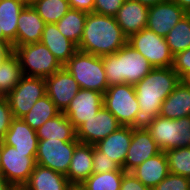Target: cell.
I'll use <instances>...</instances> for the list:
<instances>
[{"instance_id":"6da1fadb","label":"cell","mask_w":190,"mask_h":190,"mask_svg":"<svg viewBox=\"0 0 190 190\" xmlns=\"http://www.w3.org/2000/svg\"><path fill=\"white\" fill-rule=\"evenodd\" d=\"M180 77L168 68H153L134 85L139 111L134 118L133 129H147L161 112L163 101L174 91Z\"/></svg>"},{"instance_id":"7a4b0ae2","label":"cell","mask_w":190,"mask_h":190,"mask_svg":"<svg viewBox=\"0 0 190 190\" xmlns=\"http://www.w3.org/2000/svg\"><path fill=\"white\" fill-rule=\"evenodd\" d=\"M128 38L116 22L115 16L87 13L78 50L97 56L114 54L127 43Z\"/></svg>"},{"instance_id":"3957f363","label":"cell","mask_w":190,"mask_h":190,"mask_svg":"<svg viewBox=\"0 0 190 190\" xmlns=\"http://www.w3.org/2000/svg\"><path fill=\"white\" fill-rule=\"evenodd\" d=\"M102 59L108 87L124 83L135 85L153 69L148 60L128 43Z\"/></svg>"},{"instance_id":"277c9868","label":"cell","mask_w":190,"mask_h":190,"mask_svg":"<svg viewBox=\"0 0 190 190\" xmlns=\"http://www.w3.org/2000/svg\"><path fill=\"white\" fill-rule=\"evenodd\" d=\"M81 89L105 93L108 81L103 67L102 56L77 51L64 65Z\"/></svg>"},{"instance_id":"5b68a950","label":"cell","mask_w":190,"mask_h":190,"mask_svg":"<svg viewBox=\"0 0 190 190\" xmlns=\"http://www.w3.org/2000/svg\"><path fill=\"white\" fill-rule=\"evenodd\" d=\"M13 53L18 57L25 76L45 79L63 67L41 42L14 46Z\"/></svg>"},{"instance_id":"8992f818","label":"cell","mask_w":190,"mask_h":190,"mask_svg":"<svg viewBox=\"0 0 190 190\" xmlns=\"http://www.w3.org/2000/svg\"><path fill=\"white\" fill-rule=\"evenodd\" d=\"M147 130L161 151L190 146V116L169 119L158 115Z\"/></svg>"},{"instance_id":"52a82bcc","label":"cell","mask_w":190,"mask_h":190,"mask_svg":"<svg viewBox=\"0 0 190 190\" xmlns=\"http://www.w3.org/2000/svg\"><path fill=\"white\" fill-rule=\"evenodd\" d=\"M37 152H21L2 141L0 173L15 188L21 189L36 165Z\"/></svg>"},{"instance_id":"ba28073f","label":"cell","mask_w":190,"mask_h":190,"mask_svg":"<svg viewBox=\"0 0 190 190\" xmlns=\"http://www.w3.org/2000/svg\"><path fill=\"white\" fill-rule=\"evenodd\" d=\"M103 105L116 117L122 126H132L140 110L134 85L118 84L107 88Z\"/></svg>"},{"instance_id":"9c48e42d","label":"cell","mask_w":190,"mask_h":190,"mask_svg":"<svg viewBox=\"0 0 190 190\" xmlns=\"http://www.w3.org/2000/svg\"><path fill=\"white\" fill-rule=\"evenodd\" d=\"M127 43L140 52L153 68H168L173 66V55L164 37L144 28L131 35Z\"/></svg>"},{"instance_id":"30bf717a","label":"cell","mask_w":190,"mask_h":190,"mask_svg":"<svg viewBox=\"0 0 190 190\" xmlns=\"http://www.w3.org/2000/svg\"><path fill=\"white\" fill-rule=\"evenodd\" d=\"M79 143L80 141L65 142L59 139L38 140L36 164L66 175Z\"/></svg>"},{"instance_id":"8fae6325","label":"cell","mask_w":190,"mask_h":190,"mask_svg":"<svg viewBox=\"0 0 190 190\" xmlns=\"http://www.w3.org/2000/svg\"><path fill=\"white\" fill-rule=\"evenodd\" d=\"M44 95H46L44 78L23 75L15 88L6 96L13 118H22Z\"/></svg>"},{"instance_id":"7c38bea8","label":"cell","mask_w":190,"mask_h":190,"mask_svg":"<svg viewBox=\"0 0 190 190\" xmlns=\"http://www.w3.org/2000/svg\"><path fill=\"white\" fill-rule=\"evenodd\" d=\"M121 126L116 117L103 105L96 115L76 130V138L80 143L96 145Z\"/></svg>"},{"instance_id":"4fadbf2b","label":"cell","mask_w":190,"mask_h":190,"mask_svg":"<svg viewBox=\"0 0 190 190\" xmlns=\"http://www.w3.org/2000/svg\"><path fill=\"white\" fill-rule=\"evenodd\" d=\"M103 100V93L80 88L63 113L69 118L77 130L84 122L98 113L103 106Z\"/></svg>"},{"instance_id":"5bb4252c","label":"cell","mask_w":190,"mask_h":190,"mask_svg":"<svg viewBox=\"0 0 190 190\" xmlns=\"http://www.w3.org/2000/svg\"><path fill=\"white\" fill-rule=\"evenodd\" d=\"M45 83L46 94L61 112L67 109L80 89L74 77L64 66L55 74L45 78Z\"/></svg>"},{"instance_id":"9a60e30c","label":"cell","mask_w":190,"mask_h":190,"mask_svg":"<svg viewBox=\"0 0 190 190\" xmlns=\"http://www.w3.org/2000/svg\"><path fill=\"white\" fill-rule=\"evenodd\" d=\"M188 13L173 0L149 7L146 28L166 37L169 31Z\"/></svg>"},{"instance_id":"2e32d148","label":"cell","mask_w":190,"mask_h":190,"mask_svg":"<svg viewBox=\"0 0 190 190\" xmlns=\"http://www.w3.org/2000/svg\"><path fill=\"white\" fill-rule=\"evenodd\" d=\"M160 152L161 150L147 129H133L132 141L124 160L123 169L125 172H130Z\"/></svg>"},{"instance_id":"e0dca14e","label":"cell","mask_w":190,"mask_h":190,"mask_svg":"<svg viewBox=\"0 0 190 190\" xmlns=\"http://www.w3.org/2000/svg\"><path fill=\"white\" fill-rule=\"evenodd\" d=\"M148 10L149 7L137 1L124 0L115 19L127 38L146 28Z\"/></svg>"},{"instance_id":"ac0fdd59","label":"cell","mask_w":190,"mask_h":190,"mask_svg":"<svg viewBox=\"0 0 190 190\" xmlns=\"http://www.w3.org/2000/svg\"><path fill=\"white\" fill-rule=\"evenodd\" d=\"M16 46L40 42L46 23L33 6L24 7L18 18Z\"/></svg>"},{"instance_id":"d6986e66","label":"cell","mask_w":190,"mask_h":190,"mask_svg":"<svg viewBox=\"0 0 190 190\" xmlns=\"http://www.w3.org/2000/svg\"><path fill=\"white\" fill-rule=\"evenodd\" d=\"M132 131L131 126H121L95 146L123 169L124 160L132 141Z\"/></svg>"},{"instance_id":"ffe728a7","label":"cell","mask_w":190,"mask_h":190,"mask_svg":"<svg viewBox=\"0 0 190 190\" xmlns=\"http://www.w3.org/2000/svg\"><path fill=\"white\" fill-rule=\"evenodd\" d=\"M150 189L156 187L170 173L166 153L161 151L130 171Z\"/></svg>"},{"instance_id":"44dd1931","label":"cell","mask_w":190,"mask_h":190,"mask_svg":"<svg viewBox=\"0 0 190 190\" xmlns=\"http://www.w3.org/2000/svg\"><path fill=\"white\" fill-rule=\"evenodd\" d=\"M3 142L21 152H37L38 137L22 118H13Z\"/></svg>"},{"instance_id":"7402d4cb","label":"cell","mask_w":190,"mask_h":190,"mask_svg":"<svg viewBox=\"0 0 190 190\" xmlns=\"http://www.w3.org/2000/svg\"><path fill=\"white\" fill-rule=\"evenodd\" d=\"M40 42L52 52L62 66L78 51L77 45L63 36L54 23L45 25Z\"/></svg>"},{"instance_id":"603a6c76","label":"cell","mask_w":190,"mask_h":190,"mask_svg":"<svg viewBox=\"0 0 190 190\" xmlns=\"http://www.w3.org/2000/svg\"><path fill=\"white\" fill-rule=\"evenodd\" d=\"M71 183L67 177L50 168L35 165L28 182L23 190H69Z\"/></svg>"},{"instance_id":"cb8c5ba5","label":"cell","mask_w":190,"mask_h":190,"mask_svg":"<svg viewBox=\"0 0 190 190\" xmlns=\"http://www.w3.org/2000/svg\"><path fill=\"white\" fill-rule=\"evenodd\" d=\"M93 173V145L79 143L65 175L71 184H82Z\"/></svg>"},{"instance_id":"d4e9b609","label":"cell","mask_w":190,"mask_h":190,"mask_svg":"<svg viewBox=\"0 0 190 190\" xmlns=\"http://www.w3.org/2000/svg\"><path fill=\"white\" fill-rule=\"evenodd\" d=\"M159 115L169 119L190 116V86L180 80L174 91L163 101Z\"/></svg>"},{"instance_id":"484cf974","label":"cell","mask_w":190,"mask_h":190,"mask_svg":"<svg viewBox=\"0 0 190 190\" xmlns=\"http://www.w3.org/2000/svg\"><path fill=\"white\" fill-rule=\"evenodd\" d=\"M36 134L38 140L59 139L65 142L79 141L76 138V129L63 112L47 120L36 130Z\"/></svg>"},{"instance_id":"4316f807","label":"cell","mask_w":190,"mask_h":190,"mask_svg":"<svg viewBox=\"0 0 190 190\" xmlns=\"http://www.w3.org/2000/svg\"><path fill=\"white\" fill-rule=\"evenodd\" d=\"M23 8L18 0H0V30L12 47L16 46L18 18Z\"/></svg>"},{"instance_id":"83f0119b","label":"cell","mask_w":190,"mask_h":190,"mask_svg":"<svg viewBox=\"0 0 190 190\" xmlns=\"http://www.w3.org/2000/svg\"><path fill=\"white\" fill-rule=\"evenodd\" d=\"M86 18L87 12L70 8L55 24L63 36L78 46L83 35Z\"/></svg>"},{"instance_id":"f1b7e54d","label":"cell","mask_w":190,"mask_h":190,"mask_svg":"<svg viewBox=\"0 0 190 190\" xmlns=\"http://www.w3.org/2000/svg\"><path fill=\"white\" fill-rule=\"evenodd\" d=\"M61 111L56 107L54 102L46 94L42 98L38 99L33 105L30 111L25 114L22 119L33 129L37 130L41 127L47 120H50Z\"/></svg>"},{"instance_id":"f546056e","label":"cell","mask_w":190,"mask_h":190,"mask_svg":"<svg viewBox=\"0 0 190 190\" xmlns=\"http://www.w3.org/2000/svg\"><path fill=\"white\" fill-rule=\"evenodd\" d=\"M22 76L20 61L12 52L0 66V97H6Z\"/></svg>"},{"instance_id":"4dcf8cb0","label":"cell","mask_w":190,"mask_h":190,"mask_svg":"<svg viewBox=\"0 0 190 190\" xmlns=\"http://www.w3.org/2000/svg\"><path fill=\"white\" fill-rule=\"evenodd\" d=\"M166 43L173 56L190 48V15L184 16L166 35Z\"/></svg>"},{"instance_id":"1f68e13d","label":"cell","mask_w":190,"mask_h":190,"mask_svg":"<svg viewBox=\"0 0 190 190\" xmlns=\"http://www.w3.org/2000/svg\"><path fill=\"white\" fill-rule=\"evenodd\" d=\"M124 173L122 168L117 171L92 173L81 185L87 190H120Z\"/></svg>"},{"instance_id":"d6a6232c","label":"cell","mask_w":190,"mask_h":190,"mask_svg":"<svg viewBox=\"0 0 190 190\" xmlns=\"http://www.w3.org/2000/svg\"><path fill=\"white\" fill-rule=\"evenodd\" d=\"M33 8L46 24L57 23L70 9L68 0H38Z\"/></svg>"},{"instance_id":"836d02e7","label":"cell","mask_w":190,"mask_h":190,"mask_svg":"<svg viewBox=\"0 0 190 190\" xmlns=\"http://www.w3.org/2000/svg\"><path fill=\"white\" fill-rule=\"evenodd\" d=\"M169 172L190 178V146L167 150Z\"/></svg>"},{"instance_id":"e575fe53","label":"cell","mask_w":190,"mask_h":190,"mask_svg":"<svg viewBox=\"0 0 190 190\" xmlns=\"http://www.w3.org/2000/svg\"><path fill=\"white\" fill-rule=\"evenodd\" d=\"M121 167L108 158L105 153L101 152L95 145H93V173H105L109 171H117Z\"/></svg>"},{"instance_id":"d590c367","label":"cell","mask_w":190,"mask_h":190,"mask_svg":"<svg viewBox=\"0 0 190 190\" xmlns=\"http://www.w3.org/2000/svg\"><path fill=\"white\" fill-rule=\"evenodd\" d=\"M152 190H190V178L169 173Z\"/></svg>"},{"instance_id":"8d00e7d4","label":"cell","mask_w":190,"mask_h":190,"mask_svg":"<svg viewBox=\"0 0 190 190\" xmlns=\"http://www.w3.org/2000/svg\"><path fill=\"white\" fill-rule=\"evenodd\" d=\"M124 0H94V13L115 16Z\"/></svg>"},{"instance_id":"74e56055","label":"cell","mask_w":190,"mask_h":190,"mask_svg":"<svg viewBox=\"0 0 190 190\" xmlns=\"http://www.w3.org/2000/svg\"><path fill=\"white\" fill-rule=\"evenodd\" d=\"M13 115L6 97H0V141H3L8 131Z\"/></svg>"},{"instance_id":"f35d334b","label":"cell","mask_w":190,"mask_h":190,"mask_svg":"<svg viewBox=\"0 0 190 190\" xmlns=\"http://www.w3.org/2000/svg\"><path fill=\"white\" fill-rule=\"evenodd\" d=\"M173 70L182 79L190 71V48L173 57Z\"/></svg>"},{"instance_id":"ab89813d","label":"cell","mask_w":190,"mask_h":190,"mask_svg":"<svg viewBox=\"0 0 190 190\" xmlns=\"http://www.w3.org/2000/svg\"><path fill=\"white\" fill-rule=\"evenodd\" d=\"M120 190H152L142 184L131 172H125L121 181Z\"/></svg>"},{"instance_id":"60d3db41","label":"cell","mask_w":190,"mask_h":190,"mask_svg":"<svg viewBox=\"0 0 190 190\" xmlns=\"http://www.w3.org/2000/svg\"><path fill=\"white\" fill-rule=\"evenodd\" d=\"M70 8L91 13L94 10V0H68Z\"/></svg>"},{"instance_id":"b9f144b4","label":"cell","mask_w":190,"mask_h":190,"mask_svg":"<svg viewBox=\"0 0 190 190\" xmlns=\"http://www.w3.org/2000/svg\"><path fill=\"white\" fill-rule=\"evenodd\" d=\"M13 52V47H8L6 44L0 42V66L3 61Z\"/></svg>"},{"instance_id":"7bdbcfd3","label":"cell","mask_w":190,"mask_h":190,"mask_svg":"<svg viewBox=\"0 0 190 190\" xmlns=\"http://www.w3.org/2000/svg\"><path fill=\"white\" fill-rule=\"evenodd\" d=\"M15 188L8 180L0 173V190H14Z\"/></svg>"},{"instance_id":"ee69618b","label":"cell","mask_w":190,"mask_h":190,"mask_svg":"<svg viewBox=\"0 0 190 190\" xmlns=\"http://www.w3.org/2000/svg\"><path fill=\"white\" fill-rule=\"evenodd\" d=\"M134 1H137V2H139L142 5H145L147 7H151V6L157 5L159 3L166 2L168 0H134Z\"/></svg>"},{"instance_id":"f6af8a7d","label":"cell","mask_w":190,"mask_h":190,"mask_svg":"<svg viewBox=\"0 0 190 190\" xmlns=\"http://www.w3.org/2000/svg\"><path fill=\"white\" fill-rule=\"evenodd\" d=\"M177 3L182 9H184L187 13L190 12V0H173Z\"/></svg>"},{"instance_id":"bcb514c9","label":"cell","mask_w":190,"mask_h":190,"mask_svg":"<svg viewBox=\"0 0 190 190\" xmlns=\"http://www.w3.org/2000/svg\"><path fill=\"white\" fill-rule=\"evenodd\" d=\"M24 7L33 6L38 0H18Z\"/></svg>"},{"instance_id":"7dc6e473","label":"cell","mask_w":190,"mask_h":190,"mask_svg":"<svg viewBox=\"0 0 190 190\" xmlns=\"http://www.w3.org/2000/svg\"><path fill=\"white\" fill-rule=\"evenodd\" d=\"M0 42L6 44L8 47H12V44L3 36L2 30H0Z\"/></svg>"},{"instance_id":"c3c4849f","label":"cell","mask_w":190,"mask_h":190,"mask_svg":"<svg viewBox=\"0 0 190 190\" xmlns=\"http://www.w3.org/2000/svg\"><path fill=\"white\" fill-rule=\"evenodd\" d=\"M69 190H87L81 184H71Z\"/></svg>"},{"instance_id":"681fc988","label":"cell","mask_w":190,"mask_h":190,"mask_svg":"<svg viewBox=\"0 0 190 190\" xmlns=\"http://www.w3.org/2000/svg\"><path fill=\"white\" fill-rule=\"evenodd\" d=\"M187 86H190V71L181 79Z\"/></svg>"},{"instance_id":"f907efd6","label":"cell","mask_w":190,"mask_h":190,"mask_svg":"<svg viewBox=\"0 0 190 190\" xmlns=\"http://www.w3.org/2000/svg\"><path fill=\"white\" fill-rule=\"evenodd\" d=\"M1 152H2V141H0V158H1Z\"/></svg>"}]
</instances>
